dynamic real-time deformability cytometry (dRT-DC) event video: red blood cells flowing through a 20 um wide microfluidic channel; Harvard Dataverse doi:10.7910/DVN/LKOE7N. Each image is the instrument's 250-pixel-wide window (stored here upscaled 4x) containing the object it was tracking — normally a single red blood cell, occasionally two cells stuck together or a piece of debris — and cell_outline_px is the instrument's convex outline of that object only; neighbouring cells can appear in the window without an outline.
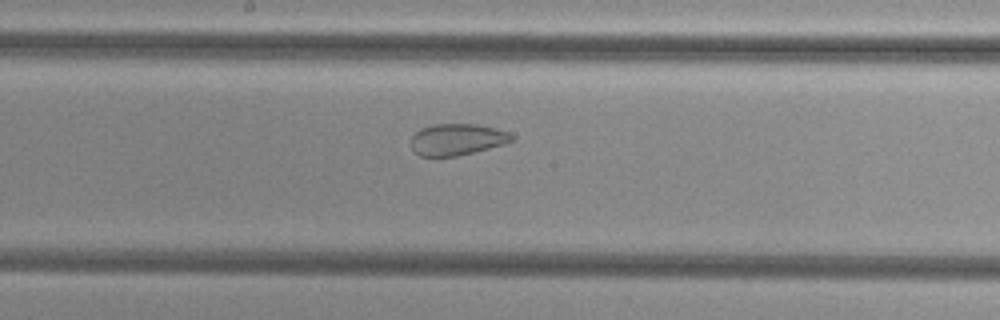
{"species": "common noctule bat (a hibernating species)", "species_latin": "Nyctalus noctula", "temperature_condition": "cold", "stored_images_in_passage": 55, "camera_frame_rate_fps": 3000, "um_per_image_px": 0.085, "animal": {"sex": "female", "body_mass_g": 29.2, "forearm_length_mm": 56.3}, "frame": {"image": 1, "passage_image": 30, "time_ms": 9.667, "image_size_px": [1000, 320], "cell_outline_px": [[516, 136], [512, 140], [504, 144], [456, 156], [420, 156], [412, 148], [412, 136], [420, 128], [436, 124], [476, 124], [496, 128], [512, 132]], "centroid_in_image_um": [38.89, 11.84], "position_along_channel_um": 209.3, "area_um2": 18.44}}
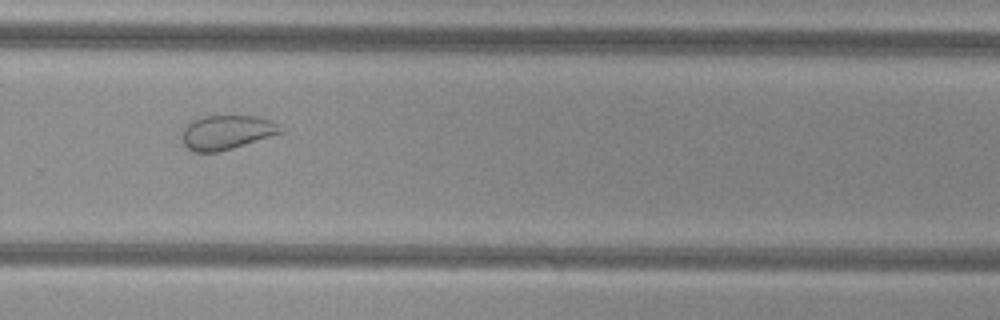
{"frame": {"image": 2, "passage_image": 38, "time_ms": 12.333, "image_size_px": [1000, 320], "cell_outline_px": [[284, 132], [232, 148], [216, 152], [196, 152], [188, 148], [184, 144], [180, 136], [184, 128], [192, 120], [204, 116], [256, 116], [268, 120], [284, 128]], "centroid_in_image_um": [19.24, 11.24], "position_along_channel_um": 310.6, "area_um2": 19.48}}
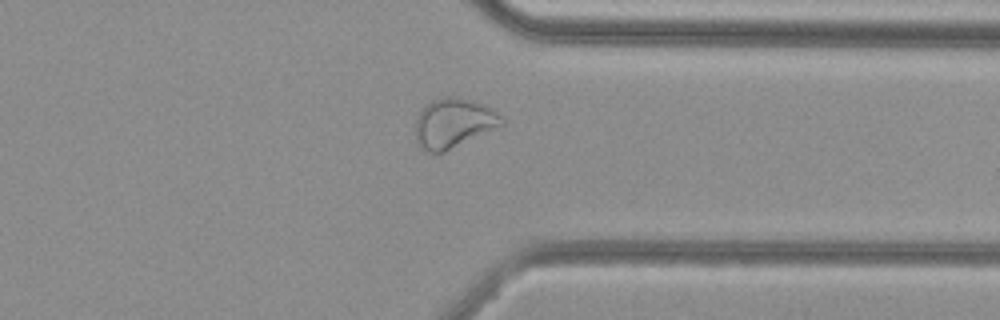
{"frame": {"image": 3, "passage_image": 43, "time_ms": 14.0, "image_size_px": [1000, 320], "cell_outline_px": [[504, 124], [444, 152], [428, 152], [416, 140], [416, 120], [420, 112], [432, 100], [444, 96], [456, 96], [484, 104], [492, 108], [504, 120]], "centroid_in_image_um": [38.56, 10.44], "position_along_channel_um": 372.8, "area_um2": 24.45}, "authors_computed_cell_mechanics": {"area_um2": 28.2642, "velocity_mm_per_s": 3.8009, "shape_relaxation_time_tau1_ms": null, "shape_relaxation_time_tau2_ms": 1.462, "deformation_change_tau1": null, "deformation_change_tau2": 0.0683}}